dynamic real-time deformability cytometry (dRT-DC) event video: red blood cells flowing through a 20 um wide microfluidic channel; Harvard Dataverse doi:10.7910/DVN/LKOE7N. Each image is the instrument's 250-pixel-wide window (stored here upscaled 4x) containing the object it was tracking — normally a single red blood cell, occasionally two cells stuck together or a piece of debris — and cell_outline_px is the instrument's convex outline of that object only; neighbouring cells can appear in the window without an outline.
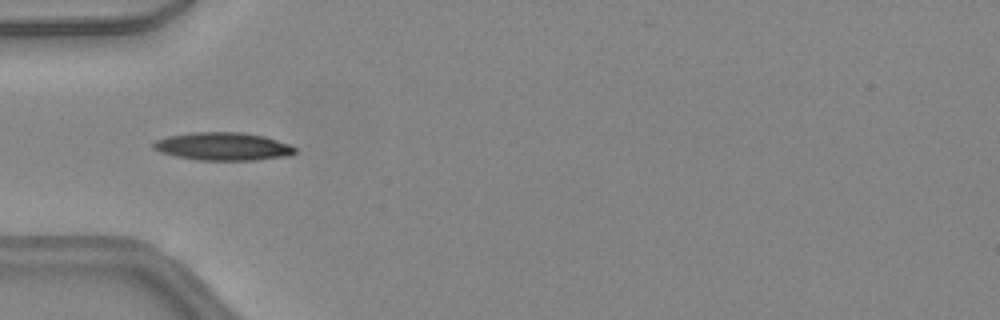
{"species": "common noctule bat (a hibernating species)", "species_latin": "Nyctalus noctula", "temperature_condition": "warm", "stored_images_in_passage": 32, "camera_frame_rate_fps": 3000, "um_per_image_px": 0.085, "animal": {"sex": "female", "body_mass_g": 24.6, "forearm_length_mm": 56.2}, "frame": {"image": 1, "passage_image": 1, "time_ms": 0.0, "image_size_px": [1000, 320], "cell_outline_px": [[296, 152], [292, 156], [256, 160], [196, 160], [176, 156], [160, 152], [152, 148], [152, 144], [156, 140], [168, 136], [192, 132], [244, 132], [264, 136], [288, 144], [296, 148]], "centroid_in_image_um": [18.96, 12.45], "position_along_channel_um": 66.0, "area_um2": 23.24}}
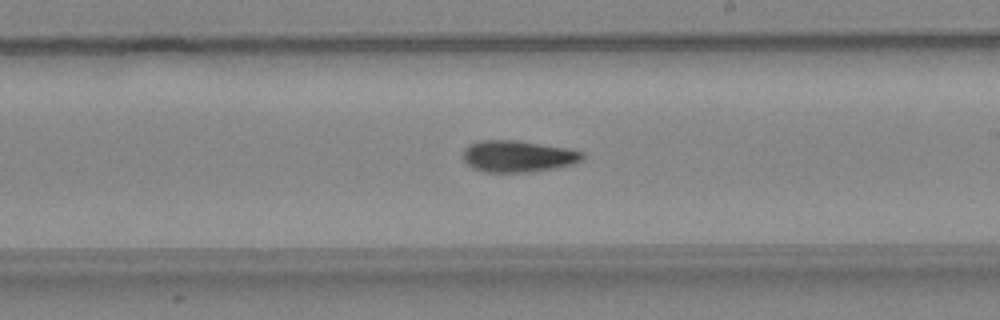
{"frame": {"image": 2, "passage_image": 13, "time_ms": 4.0, "image_size_px": [1000, 320], "cell_outline_px": [[584, 160], [576, 164], [556, 168], [528, 172], [484, 172], [472, 168], [464, 160], [464, 148], [468, 144], [476, 140], [516, 140], [572, 148], [584, 152]], "centroid_in_image_um": [44.08, 13.27], "position_along_channel_um": 244.9, "area_um2": 22.48}}
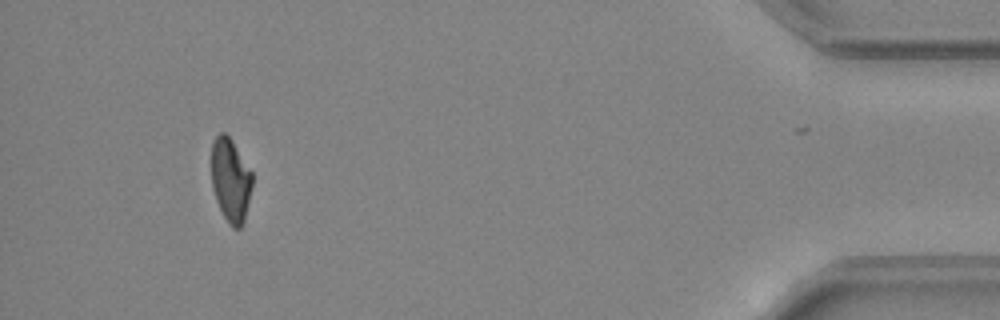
{"frame": {"image": 3, "passage_image": 29, "time_ms": 9.333, "image_size_px": [1000, 320], "cell_outline_px": [[252, 184], [244, 220], [240, 228], [232, 228], [228, 224], [216, 200], [212, 188], [212, 140], [220, 132], [224, 132], [232, 140], [252, 172]], "centroid_in_image_um": [19.59, 15.29], "position_along_channel_um": 415.6, "area_um2": 19.77}, "authors_computed_cell_mechanics": {"area_um2": 21.6461, "velocity_mm_per_s": 4.4853, "shape_relaxation_time_tau1_ms": 9.8065, "shape_relaxation_time_tau2_ms": 4.1101, "deformation_change_tau1": 0.2803, "deformation_change_tau2": 0.1258}}